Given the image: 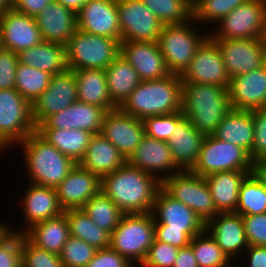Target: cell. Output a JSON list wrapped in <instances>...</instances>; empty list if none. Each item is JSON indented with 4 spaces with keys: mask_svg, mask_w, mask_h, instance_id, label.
Wrapping results in <instances>:
<instances>
[{
    "mask_svg": "<svg viewBox=\"0 0 266 267\" xmlns=\"http://www.w3.org/2000/svg\"><path fill=\"white\" fill-rule=\"evenodd\" d=\"M162 183L153 175L126 162L101 179V191L124 214L152 212Z\"/></svg>",
    "mask_w": 266,
    "mask_h": 267,
    "instance_id": "1",
    "label": "cell"
},
{
    "mask_svg": "<svg viewBox=\"0 0 266 267\" xmlns=\"http://www.w3.org/2000/svg\"><path fill=\"white\" fill-rule=\"evenodd\" d=\"M231 110L226 88L206 83H182V113L204 135H212Z\"/></svg>",
    "mask_w": 266,
    "mask_h": 267,
    "instance_id": "2",
    "label": "cell"
},
{
    "mask_svg": "<svg viewBox=\"0 0 266 267\" xmlns=\"http://www.w3.org/2000/svg\"><path fill=\"white\" fill-rule=\"evenodd\" d=\"M123 112L143 120L182 110L180 75L170 74L158 80L142 81L119 107Z\"/></svg>",
    "mask_w": 266,
    "mask_h": 267,
    "instance_id": "3",
    "label": "cell"
},
{
    "mask_svg": "<svg viewBox=\"0 0 266 267\" xmlns=\"http://www.w3.org/2000/svg\"><path fill=\"white\" fill-rule=\"evenodd\" d=\"M18 144L24 151L29 183L56 188L76 165L36 131Z\"/></svg>",
    "mask_w": 266,
    "mask_h": 267,
    "instance_id": "4",
    "label": "cell"
},
{
    "mask_svg": "<svg viewBox=\"0 0 266 267\" xmlns=\"http://www.w3.org/2000/svg\"><path fill=\"white\" fill-rule=\"evenodd\" d=\"M154 240V216L151 212L124 214L111 233L110 247L140 267Z\"/></svg>",
    "mask_w": 266,
    "mask_h": 267,
    "instance_id": "5",
    "label": "cell"
},
{
    "mask_svg": "<svg viewBox=\"0 0 266 267\" xmlns=\"http://www.w3.org/2000/svg\"><path fill=\"white\" fill-rule=\"evenodd\" d=\"M69 70L106 69L120 54V42L77 29L65 45Z\"/></svg>",
    "mask_w": 266,
    "mask_h": 267,
    "instance_id": "6",
    "label": "cell"
},
{
    "mask_svg": "<svg viewBox=\"0 0 266 267\" xmlns=\"http://www.w3.org/2000/svg\"><path fill=\"white\" fill-rule=\"evenodd\" d=\"M192 21L193 19L182 24L163 25L159 35L157 42L171 74L181 75L198 48L209 37V34L203 35L194 29Z\"/></svg>",
    "mask_w": 266,
    "mask_h": 267,
    "instance_id": "7",
    "label": "cell"
},
{
    "mask_svg": "<svg viewBox=\"0 0 266 267\" xmlns=\"http://www.w3.org/2000/svg\"><path fill=\"white\" fill-rule=\"evenodd\" d=\"M253 161L243 148L205 135L198 160L191 172L202 177L217 172L252 170Z\"/></svg>",
    "mask_w": 266,
    "mask_h": 267,
    "instance_id": "8",
    "label": "cell"
},
{
    "mask_svg": "<svg viewBox=\"0 0 266 267\" xmlns=\"http://www.w3.org/2000/svg\"><path fill=\"white\" fill-rule=\"evenodd\" d=\"M162 188L174 199L191 208L204 223L219 213L205 178L191 171H180L169 176L162 182Z\"/></svg>",
    "mask_w": 266,
    "mask_h": 267,
    "instance_id": "9",
    "label": "cell"
},
{
    "mask_svg": "<svg viewBox=\"0 0 266 267\" xmlns=\"http://www.w3.org/2000/svg\"><path fill=\"white\" fill-rule=\"evenodd\" d=\"M36 131L32 104L16 89L0 90V136L17 145Z\"/></svg>",
    "mask_w": 266,
    "mask_h": 267,
    "instance_id": "10",
    "label": "cell"
},
{
    "mask_svg": "<svg viewBox=\"0 0 266 267\" xmlns=\"http://www.w3.org/2000/svg\"><path fill=\"white\" fill-rule=\"evenodd\" d=\"M121 41H158L163 23L141 0H117Z\"/></svg>",
    "mask_w": 266,
    "mask_h": 267,
    "instance_id": "11",
    "label": "cell"
},
{
    "mask_svg": "<svg viewBox=\"0 0 266 267\" xmlns=\"http://www.w3.org/2000/svg\"><path fill=\"white\" fill-rule=\"evenodd\" d=\"M266 13V0H248L226 15L217 30L209 33L212 39L260 38Z\"/></svg>",
    "mask_w": 266,
    "mask_h": 267,
    "instance_id": "12",
    "label": "cell"
},
{
    "mask_svg": "<svg viewBox=\"0 0 266 267\" xmlns=\"http://www.w3.org/2000/svg\"><path fill=\"white\" fill-rule=\"evenodd\" d=\"M180 77L182 83L214 84L228 89L230 77L220 49L210 36L198 48Z\"/></svg>",
    "mask_w": 266,
    "mask_h": 267,
    "instance_id": "13",
    "label": "cell"
},
{
    "mask_svg": "<svg viewBox=\"0 0 266 267\" xmlns=\"http://www.w3.org/2000/svg\"><path fill=\"white\" fill-rule=\"evenodd\" d=\"M78 101L77 80L73 70H67L51 77L47 89L32 104L35 126L44 123L51 115L57 114Z\"/></svg>",
    "mask_w": 266,
    "mask_h": 267,
    "instance_id": "14",
    "label": "cell"
},
{
    "mask_svg": "<svg viewBox=\"0 0 266 267\" xmlns=\"http://www.w3.org/2000/svg\"><path fill=\"white\" fill-rule=\"evenodd\" d=\"M213 40L220 49L230 79L266 64V46L260 38Z\"/></svg>",
    "mask_w": 266,
    "mask_h": 267,
    "instance_id": "15",
    "label": "cell"
},
{
    "mask_svg": "<svg viewBox=\"0 0 266 267\" xmlns=\"http://www.w3.org/2000/svg\"><path fill=\"white\" fill-rule=\"evenodd\" d=\"M101 134L108 139L127 160L141 142L144 125L141 119L123 112L119 107L107 111Z\"/></svg>",
    "mask_w": 266,
    "mask_h": 267,
    "instance_id": "16",
    "label": "cell"
},
{
    "mask_svg": "<svg viewBox=\"0 0 266 267\" xmlns=\"http://www.w3.org/2000/svg\"><path fill=\"white\" fill-rule=\"evenodd\" d=\"M127 162L155 176L161 183L169 176L181 171L175 165L167 141L154 139L147 135L143 136Z\"/></svg>",
    "mask_w": 266,
    "mask_h": 267,
    "instance_id": "17",
    "label": "cell"
},
{
    "mask_svg": "<svg viewBox=\"0 0 266 267\" xmlns=\"http://www.w3.org/2000/svg\"><path fill=\"white\" fill-rule=\"evenodd\" d=\"M77 28L121 43L117 0H87L77 12Z\"/></svg>",
    "mask_w": 266,
    "mask_h": 267,
    "instance_id": "18",
    "label": "cell"
},
{
    "mask_svg": "<svg viewBox=\"0 0 266 267\" xmlns=\"http://www.w3.org/2000/svg\"><path fill=\"white\" fill-rule=\"evenodd\" d=\"M154 225H166V230L204 231L205 223L189 207L174 199L162 187L158 190L151 212Z\"/></svg>",
    "mask_w": 266,
    "mask_h": 267,
    "instance_id": "19",
    "label": "cell"
},
{
    "mask_svg": "<svg viewBox=\"0 0 266 267\" xmlns=\"http://www.w3.org/2000/svg\"><path fill=\"white\" fill-rule=\"evenodd\" d=\"M2 48L19 53L35 47L43 39L35 18L14 9L0 15Z\"/></svg>",
    "mask_w": 266,
    "mask_h": 267,
    "instance_id": "20",
    "label": "cell"
},
{
    "mask_svg": "<svg viewBox=\"0 0 266 267\" xmlns=\"http://www.w3.org/2000/svg\"><path fill=\"white\" fill-rule=\"evenodd\" d=\"M55 190L64 211L81 209L89 199L101 191V179L76 164Z\"/></svg>",
    "mask_w": 266,
    "mask_h": 267,
    "instance_id": "21",
    "label": "cell"
},
{
    "mask_svg": "<svg viewBox=\"0 0 266 267\" xmlns=\"http://www.w3.org/2000/svg\"><path fill=\"white\" fill-rule=\"evenodd\" d=\"M228 94L234 110L266 108V64L230 79Z\"/></svg>",
    "mask_w": 266,
    "mask_h": 267,
    "instance_id": "22",
    "label": "cell"
},
{
    "mask_svg": "<svg viewBox=\"0 0 266 267\" xmlns=\"http://www.w3.org/2000/svg\"><path fill=\"white\" fill-rule=\"evenodd\" d=\"M120 53L139 74L142 81L158 80L171 74L157 41H121Z\"/></svg>",
    "mask_w": 266,
    "mask_h": 267,
    "instance_id": "23",
    "label": "cell"
},
{
    "mask_svg": "<svg viewBox=\"0 0 266 267\" xmlns=\"http://www.w3.org/2000/svg\"><path fill=\"white\" fill-rule=\"evenodd\" d=\"M106 113L103 108L76 101L63 111L51 115L36 129H81L100 134Z\"/></svg>",
    "mask_w": 266,
    "mask_h": 267,
    "instance_id": "24",
    "label": "cell"
},
{
    "mask_svg": "<svg viewBox=\"0 0 266 267\" xmlns=\"http://www.w3.org/2000/svg\"><path fill=\"white\" fill-rule=\"evenodd\" d=\"M205 230L231 261L238 258L237 255L241 254V251L243 254L248 247L244 223L240 214L218 213L205 223Z\"/></svg>",
    "mask_w": 266,
    "mask_h": 267,
    "instance_id": "25",
    "label": "cell"
},
{
    "mask_svg": "<svg viewBox=\"0 0 266 267\" xmlns=\"http://www.w3.org/2000/svg\"><path fill=\"white\" fill-rule=\"evenodd\" d=\"M43 41L66 45L77 28V13L53 1L35 17Z\"/></svg>",
    "mask_w": 266,
    "mask_h": 267,
    "instance_id": "26",
    "label": "cell"
},
{
    "mask_svg": "<svg viewBox=\"0 0 266 267\" xmlns=\"http://www.w3.org/2000/svg\"><path fill=\"white\" fill-rule=\"evenodd\" d=\"M205 135L184 116L167 141L175 165L181 171H191L196 164Z\"/></svg>",
    "mask_w": 266,
    "mask_h": 267,
    "instance_id": "27",
    "label": "cell"
},
{
    "mask_svg": "<svg viewBox=\"0 0 266 267\" xmlns=\"http://www.w3.org/2000/svg\"><path fill=\"white\" fill-rule=\"evenodd\" d=\"M15 233H23L24 237L34 246L60 255L64 244L70 237L69 224L66 214L38 222L29 228L13 229Z\"/></svg>",
    "mask_w": 266,
    "mask_h": 267,
    "instance_id": "28",
    "label": "cell"
},
{
    "mask_svg": "<svg viewBox=\"0 0 266 267\" xmlns=\"http://www.w3.org/2000/svg\"><path fill=\"white\" fill-rule=\"evenodd\" d=\"M21 199L23 218L26 227L41 221L61 215L64 210L61 208L55 188L29 183ZM27 221V222H26Z\"/></svg>",
    "mask_w": 266,
    "mask_h": 267,
    "instance_id": "29",
    "label": "cell"
},
{
    "mask_svg": "<svg viewBox=\"0 0 266 267\" xmlns=\"http://www.w3.org/2000/svg\"><path fill=\"white\" fill-rule=\"evenodd\" d=\"M126 162L119 150L100 133L91 137L79 165L102 179L120 169Z\"/></svg>",
    "mask_w": 266,
    "mask_h": 267,
    "instance_id": "30",
    "label": "cell"
},
{
    "mask_svg": "<svg viewBox=\"0 0 266 267\" xmlns=\"http://www.w3.org/2000/svg\"><path fill=\"white\" fill-rule=\"evenodd\" d=\"M251 171L217 172L204 177L219 213L235 212L241 184Z\"/></svg>",
    "mask_w": 266,
    "mask_h": 267,
    "instance_id": "31",
    "label": "cell"
},
{
    "mask_svg": "<svg viewBox=\"0 0 266 267\" xmlns=\"http://www.w3.org/2000/svg\"><path fill=\"white\" fill-rule=\"evenodd\" d=\"M17 55L19 63L47 72L52 76L68 70L66 48L62 44L42 41L35 47L20 51Z\"/></svg>",
    "mask_w": 266,
    "mask_h": 267,
    "instance_id": "32",
    "label": "cell"
},
{
    "mask_svg": "<svg viewBox=\"0 0 266 267\" xmlns=\"http://www.w3.org/2000/svg\"><path fill=\"white\" fill-rule=\"evenodd\" d=\"M77 80L79 102L94 105L106 111L117 108L111 101L105 69L73 70Z\"/></svg>",
    "mask_w": 266,
    "mask_h": 267,
    "instance_id": "33",
    "label": "cell"
},
{
    "mask_svg": "<svg viewBox=\"0 0 266 267\" xmlns=\"http://www.w3.org/2000/svg\"><path fill=\"white\" fill-rule=\"evenodd\" d=\"M212 135L219 140L233 143L251 154L254 141L252 111L232 109Z\"/></svg>",
    "mask_w": 266,
    "mask_h": 267,
    "instance_id": "34",
    "label": "cell"
},
{
    "mask_svg": "<svg viewBox=\"0 0 266 267\" xmlns=\"http://www.w3.org/2000/svg\"><path fill=\"white\" fill-rule=\"evenodd\" d=\"M108 93L112 103L120 107L142 82L139 74L120 53L105 69Z\"/></svg>",
    "mask_w": 266,
    "mask_h": 267,
    "instance_id": "35",
    "label": "cell"
},
{
    "mask_svg": "<svg viewBox=\"0 0 266 267\" xmlns=\"http://www.w3.org/2000/svg\"><path fill=\"white\" fill-rule=\"evenodd\" d=\"M36 132L76 164L84 157L94 135L81 129H36Z\"/></svg>",
    "mask_w": 266,
    "mask_h": 267,
    "instance_id": "36",
    "label": "cell"
},
{
    "mask_svg": "<svg viewBox=\"0 0 266 267\" xmlns=\"http://www.w3.org/2000/svg\"><path fill=\"white\" fill-rule=\"evenodd\" d=\"M70 236L84 240L98 249L110 247L111 234L99 228L82 209L65 210Z\"/></svg>",
    "mask_w": 266,
    "mask_h": 267,
    "instance_id": "37",
    "label": "cell"
},
{
    "mask_svg": "<svg viewBox=\"0 0 266 267\" xmlns=\"http://www.w3.org/2000/svg\"><path fill=\"white\" fill-rule=\"evenodd\" d=\"M99 227L110 234L118 226L124 213L102 191L89 199L81 208Z\"/></svg>",
    "mask_w": 266,
    "mask_h": 267,
    "instance_id": "38",
    "label": "cell"
},
{
    "mask_svg": "<svg viewBox=\"0 0 266 267\" xmlns=\"http://www.w3.org/2000/svg\"><path fill=\"white\" fill-rule=\"evenodd\" d=\"M199 267H234L233 261L222 251L216 241L204 230L190 242Z\"/></svg>",
    "mask_w": 266,
    "mask_h": 267,
    "instance_id": "39",
    "label": "cell"
},
{
    "mask_svg": "<svg viewBox=\"0 0 266 267\" xmlns=\"http://www.w3.org/2000/svg\"><path fill=\"white\" fill-rule=\"evenodd\" d=\"M52 75L19 63L16 71V91L31 104L47 89Z\"/></svg>",
    "mask_w": 266,
    "mask_h": 267,
    "instance_id": "40",
    "label": "cell"
},
{
    "mask_svg": "<svg viewBox=\"0 0 266 267\" xmlns=\"http://www.w3.org/2000/svg\"><path fill=\"white\" fill-rule=\"evenodd\" d=\"M234 213L241 216L266 213V189L252 173L241 184Z\"/></svg>",
    "mask_w": 266,
    "mask_h": 267,
    "instance_id": "41",
    "label": "cell"
},
{
    "mask_svg": "<svg viewBox=\"0 0 266 267\" xmlns=\"http://www.w3.org/2000/svg\"><path fill=\"white\" fill-rule=\"evenodd\" d=\"M164 24H182L193 19L190 0H141Z\"/></svg>",
    "mask_w": 266,
    "mask_h": 267,
    "instance_id": "42",
    "label": "cell"
},
{
    "mask_svg": "<svg viewBox=\"0 0 266 267\" xmlns=\"http://www.w3.org/2000/svg\"><path fill=\"white\" fill-rule=\"evenodd\" d=\"M248 0H197L193 6V22L202 24L220 22L232 10L243 5ZM201 21V22H200ZM209 21V22H206Z\"/></svg>",
    "mask_w": 266,
    "mask_h": 267,
    "instance_id": "43",
    "label": "cell"
},
{
    "mask_svg": "<svg viewBox=\"0 0 266 267\" xmlns=\"http://www.w3.org/2000/svg\"><path fill=\"white\" fill-rule=\"evenodd\" d=\"M96 251L95 247L84 240L70 236L63 246L60 259L65 267H85Z\"/></svg>",
    "mask_w": 266,
    "mask_h": 267,
    "instance_id": "44",
    "label": "cell"
},
{
    "mask_svg": "<svg viewBox=\"0 0 266 267\" xmlns=\"http://www.w3.org/2000/svg\"><path fill=\"white\" fill-rule=\"evenodd\" d=\"M22 267H65L60 255L40 249L31 244L22 233L21 243Z\"/></svg>",
    "mask_w": 266,
    "mask_h": 267,
    "instance_id": "45",
    "label": "cell"
},
{
    "mask_svg": "<svg viewBox=\"0 0 266 267\" xmlns=\"http://www.w3.org/2000/svg\"><path fill=\"white\" fill-rule=\"evenodd\" d=\"M184 116L181 110L180 112L146 117L142 120L145 135L154 139L168 141L174 132L175 125Z\"/></svg>",
    "mask_w": 266,
    "mask_h": 267,
    "instance_id": "46",
    "label": "cell"
},
{
    "mask_svg": "<svg viewBox=\"0 0 266 267\" xmlns=\"http://www.w3.org/2000/svg\"><path fill=\"white\" fill-rule=\"evenodd\" d=\"M179 248L154 240L140 267H173Z\"/></svg>",
    "mask_w": 266,
    "mask_h": 267,
    "instance_id": "47",
    "label": "cell"
},
{
    "mask_svg": "<svg viewBox=\"0 0 266 267\" xmlns=\"http://www.w3.org/2000/svg\"><path fill=\"white\" fill-rule=\"evenodd\" d=\"M22 233L11 232L0 242V267H22Z\"/></svg>",
    "mask_w": 266,
    "mask_h": 267,
    "instance_id": "48",
    "label": "cell"
},
{
    "mask_svg": "<svg viewBox=\"0 0 266 267\" xmlns=\"http://www.w3.org/2000/svg\"><path fill=\"white\" fill-rule=\"evenodd\" d=\"M251 111L254 124V141L250 157L254 162L266 157V108Z\"/></svg>",
    "mask_w": 266,
    "mask_h": 267,
    "instance_id": "49",
    "label": "cell"
},
{
    "mask_svg": "<svg viewBox=\"0 0 266 267\" xmlns=\"http://www.w3.org/2000/svg\"><path fill=\"white\" fill-rule=\"evenodd\" d=\"M248 245L266 246V213L242 215Z\"/></svg>",
    "mask_w": 266,
    "mask_h": 267,
    "instance_id": "50",
    "label": "cell"
},
{
    "mask_svg": "<svg viewBox=\"0 0 266 267\" xmlns=\"http://www.w3.org/2000/svg\"><path fill=\"white\" fill-rule=\"evenodd\" d=\"M18 55L7 49H0V90L15 89Z\"/></svg>",
    "mask_w": 266,
    "mask_h": 267,
    "instance_id": "51",
    "label": "cell"
},
{
    "mask_svg": "<svg viewBox=\"0 0 266 267\" xmlns=\"http://www.w3.org/2000/svg\"><path fill=\"white\" fill-rule=\"evenodd\" d=\"M155 240L171 244L177 248L190 245L191 239L203 231H174L166 230V225H154Z\"/></svg>",
    "mask_w": 266,
    "mask_h": 267,
    "instance_id": "52",
    "label": "cell"
},
{
    "mask_svg": "<svg viewBox=\"0 0 266 267\" xmlns=\"http://www.w3.org/2000/svg\"><path fill=\"white\" fill-rule=\"evenodd\" d=\"M85 267H136L111 247L98 249Z\"/></svg>",
    "mask_w": 266,
    "mask_h": 267,
    "instance_id": "53",
    "label": "cell"
},
{
    "mask_svg": "<svg viewBox=\"0 0 266 267\" xmlns=\"http://www.w3.org/2000/svg\"><path fill=\"white\" fill-rule=\"evenodd\" d=\"M54 0H14L13 9L30 17H36L42 9Z\"/></svg>",
    "mask_w": 266,
    "mask_h": 267,
    "instance_id": "54",
    "label": "cell"
},
{
    "mask_svg": "<svg viewBox=\"0 0 266 267\" xmlns=\"http://www.w3.org/2000/svg\"><path fill=\"white\" fill-rule=\"evenodd\" d=\"M245 251L249 267H266V246L248 245Z\"/></svg>",
    "mask_w": 266,
    "mask_h": 267,
    "instance_id": "55",
    "label": "cell"
},
{
    "mask_svg": "<svg viewBox=\"0 0 266 267\" xmlns=\"http://www.w3.org/2000/svg\"><path fill=\"white\" fill-rule=\"evenodd\" d=\"M173 267H199L190 245L179 249Z\"/></svg>",
    "mask_w": 266,
    "mask_h": 267,
    "instance_id": "56",
    "label": "cell"
},
{
    "mask_svg": "<svg viewBox=\"0 0 266 267\" xmlns=\"http://www.w3.org/2000/svg\"><path fill=\"white\" fill-rule=\"evenodd\" d=\"M251 173L266 189V157L253 162Z\"/></svg>",
    "mask_w": 266,
    "mask_h": 267,
    "instance_id": "57",
    "label": "cell"
},
{
    "mask_svg": "<svg viewBox=\"0 0 266 267\" xmlns=\"http://www.w3.org/2000/svg\"><path fill=\"white\" fill-rule=\"evenodd\" d=\"M77 13L87 0H55Z\"/></svg>",
    "mask_w": 266,
    "mask_h": 267,
    "instance_id": "58",
    "label": "cell"
},
{
    "mask_svg": "<svg viewBox=\"0 0 266 267\" xmlns=\"http://www.w3.org/2000/svg\"><path fill=\"white\" fill-rule=\"evenodd\" d=\"M11 226L0 222V242L11 233Z\"/></svg>",
    "mask_w": 266,
    "mask_h": 267,
    "instance_id": "59",
    "label": "cell"
},
{
    "mask_svg": "<svg viewBox=\"0 0 266 267\" xmlns=\"http://www.w3.org/2000/svg\"><path fill=\"white\" fill-rule=\"evenodd\" d=\"M14 0H0V12L13 9Z\"/></svg>",
    "mask_w": 266,
    "mask_h": 267,
    "instance_id": "60",
    "label": "cell"
},
{
    "mask_svg": "<svg viewBox=\"0 0 266 267\" xmlns=\"http://www.w3.org/2000/svg\"><path fill=\"white\" fill-rule=\"evenodd\" d=\"M260 40L266 46V13H265V17H264L263 28H262Z\"/></svg>",
    "mask_w": 266,
    "mask_h": 267,
    "instance_id": "61",
    "label": "cell"
},
{
    "mask_svg": "<svg viewBox=\"0 0 266 267\" xmlns=\"http://www.w3.org/2000/svg\"><path fill=\"white\" fill-rule=\"evenodd\" d=\"M8 148H10V145L0 136V152L2 153L3 150H7Z\"/></svg>",
    "mask_w": 266,
    "mask_h": 267,
    "instance_id": "62",
    "label": "cell"
},
{
    "mask_svg": "<svg viewBox=\"0 0 266 267\" xmlns=\"http://www.w3.org/2000/svg\"><path fill=\"white\" fill-rule=\"evenodd\" d=\"M2 48L1 27H0V49Z\"/></svg>",
    "mask_w": 266,
    "mask_h": 267,
    "instance_id": "63",
    "label": "cell"
},
{
    "mask_svg": "<svg viewBox=\"0 0 266 267\" xmlns=\"http://www.w3.org/2000/svg\"><path fill=\"white\" fill-rule=\"evenodd\" d=\"M192 5L197 1V0H190Z\"/></svg>",
    "mask_w": 266,
    "mask_h": 267,
    "instance_id": "64",
    "label": "cell"
}]
</instances>
